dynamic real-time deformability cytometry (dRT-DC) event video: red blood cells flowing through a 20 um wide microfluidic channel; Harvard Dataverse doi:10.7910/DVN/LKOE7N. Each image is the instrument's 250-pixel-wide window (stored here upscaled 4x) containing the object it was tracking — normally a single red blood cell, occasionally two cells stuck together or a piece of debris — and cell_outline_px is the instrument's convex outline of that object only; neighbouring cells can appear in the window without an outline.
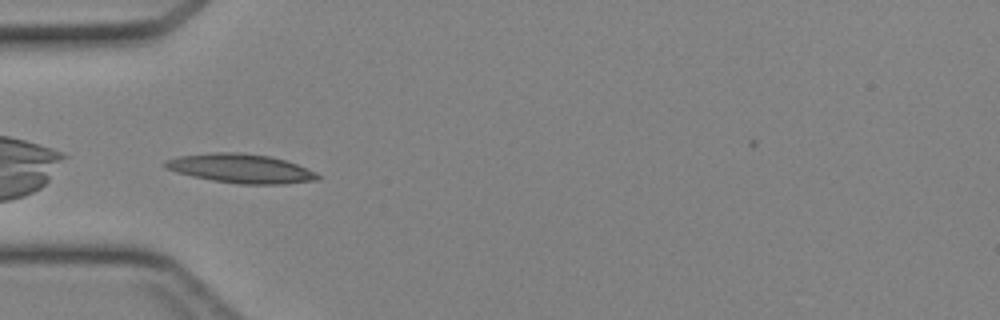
{"species": "Egyptian fruit bat (a non-hibernating species)", "species_latin": "Rousettus aegyptiacus", "temperature_condition": "cold", "stored_images_in_passage": 31, "camera_frame_rate_fps": 3000, "um_per_image_px": 0.085, "animal": {"sex": "female"}, "frame": {"image": 1, "passage_image": 1, "time_ms": 0.0, "image_size_px": [1000, 320], "cell_outline_px": [[320, 180], [284, 184], [240, 184], [212, 180], [192, 176], [176, 172], [164, 168], [164, 160], [180, 156], [216, 152], [240, 152], [268, 156], [284, 160], [296, 164], [316, 172], [320, 176]], "centroid_in_image_um": [20.47, 14.33], "position_along_channel_um": 64.5, "area_um2": 25.78}}